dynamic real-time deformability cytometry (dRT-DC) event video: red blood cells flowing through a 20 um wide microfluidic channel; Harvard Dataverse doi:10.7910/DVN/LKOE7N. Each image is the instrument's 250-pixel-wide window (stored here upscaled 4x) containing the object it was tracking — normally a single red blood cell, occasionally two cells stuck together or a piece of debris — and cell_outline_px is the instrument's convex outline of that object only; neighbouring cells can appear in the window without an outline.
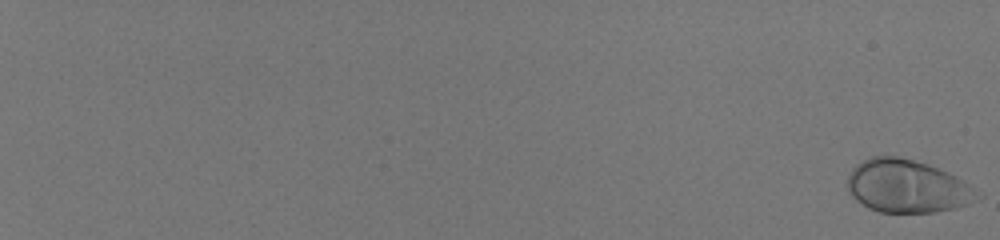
{"species": "human", "species_latin": "Homo sapiens", "temperature_condition": "room temperature", "stored_images_in_passage": 59, "camera_frame_rate_fps": 3000, "um_per_image_px": 0.085, "donor": {"sex": "male"}, "frame": {"image": 1, "passage_image": 1, "time_ms": 0.0, "image_size_px": [1000, 240], "cell_outline_px": [[968, 204], [956, 208], [936, 212], [880, 212], [868, 208], [856, 200], [852, 196], [848, 188], [848, 176], [852, 168], [856, 164], [872, 156], [896, 156], [928, 164], [956, 176], [968, 184]], "centroid_in_image_um": [76.95, 15.82], "position_along_channel_um": 8.1, "area_um2": 38.84}}
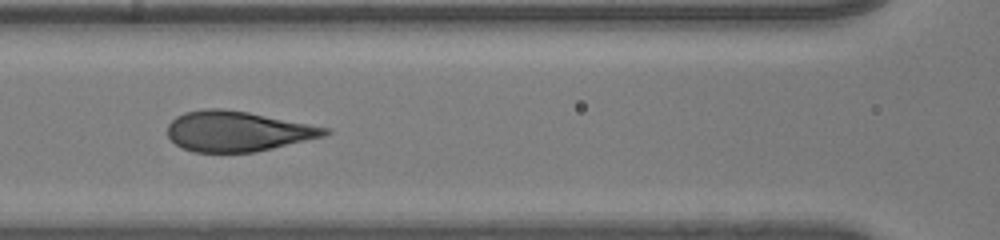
{"frame": {"image": 2, "passage_image": 34, "time_ms": 11.0, "image_size_px": [1000, 240], "cell_outline_px": [[332, 132], [324, 136], [272, 148], [252, 152], [192, 152], [180, 148], [168, 136], [168, 124], [176, 116], [184, 112], [204, 108], [224, 108], [248, 112], [328, 128]], "centroid_in_image_um": [20.13, 11.15], "position_along_channel_um": 146.5, "area_um2": 36.76}}
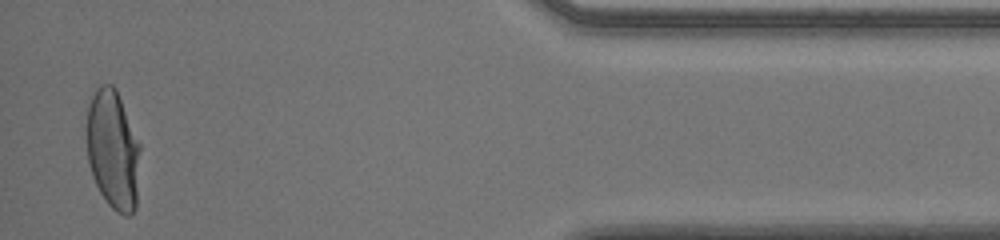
{"frame": {"image": 3, "passage_image": 58, "time_ms": 19.0, "image_size_px": [1000, 240], "cell_outline_px": [[140, 148], [136, 208], [128, 216], [124, 216], [116, 212], [108, 204], [100, 192], [92, 176], [88, 164], [88, 108], [92, 96], [96, 88], [100, 84], [112, 84], [116, 88], [140, 144]], "centroid_in_image_um": [9.61, 12.75], "position_along_channel_um": 425.6, "area_um2": 37.05}, "authors_computed_cell_mechanics": {"area_um2": 37.7434, "velocity_mm_per_s": 4.0439, "shape_relaxation_time_tau1_ms": 4.251, "shape_relaxation_time_tau2_ms": null, "deformation_change_tau1": 0.2047, "deformation_change_tau2": null}}